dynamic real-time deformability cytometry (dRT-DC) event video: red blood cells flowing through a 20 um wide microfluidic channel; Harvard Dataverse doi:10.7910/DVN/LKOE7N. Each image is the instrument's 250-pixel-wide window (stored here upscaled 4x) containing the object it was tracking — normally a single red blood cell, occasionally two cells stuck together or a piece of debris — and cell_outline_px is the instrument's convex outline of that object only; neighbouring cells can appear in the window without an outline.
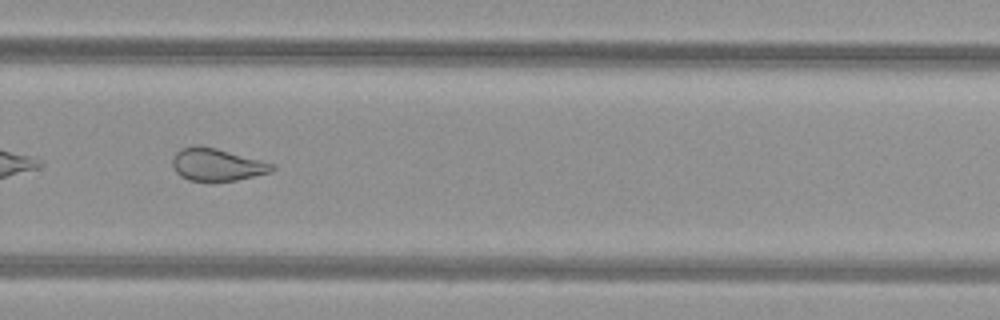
{"species": "common noctule bat (a hibernating species)", "species_latin": "Nyctalus noctula", "temperature_condition": "warm", "stored_images_in_passage": 49, "camera_frame_rate_fps": 3000, "um_per_image_px": 0.085, "animal": {"sex": "female", "body_mass_g": 29.2, "forearm_length_mm": 56.3}, "frame": {"image": 1, "passage_image": 35, "time_ms": 11.333, "image_size_px": [1000, 320], "cell_outline_px": [[276, 168], [272, 172], [236, 180], [212, 184], [188, 180], [180, 176], [176, 172], [172, 164], [172, 160], [176, 152], [180, 148], [196, 144], [216, 148], [272, 164]], "centroid_in_image_um": [18.37, 14.03], "position_along_channel_um": 311.4, "area_um2": 19.25}, "authors_computed_cell_mechanics": {"area_um2": 23.409, "velocity_mm_per_s": 4.0402, "shape_relaxation_time_tau1_ms": null, "shape_relaxation_time_tau2_ms": 1.4055, "deformation_change_tau1": null, "deformation_change_tau2": 0.081}}